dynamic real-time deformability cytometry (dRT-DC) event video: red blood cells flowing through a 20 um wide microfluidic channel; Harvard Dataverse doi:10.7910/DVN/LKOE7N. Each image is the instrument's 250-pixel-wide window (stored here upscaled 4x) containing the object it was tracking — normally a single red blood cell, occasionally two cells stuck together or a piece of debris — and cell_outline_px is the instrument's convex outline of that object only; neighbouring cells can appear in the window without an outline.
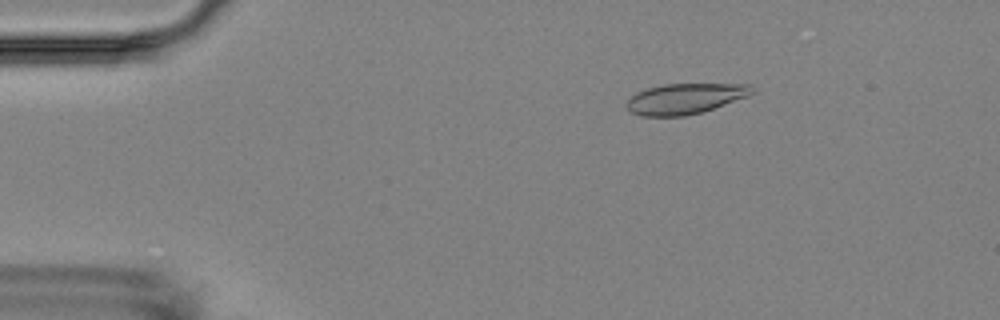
{"species": "Egyptian fruit bat (a non-hibernating species)", "species_latin": "Rousettus aegyptiacus", "temperature_condition": "room temperature", "stored_images_in_passage": 4, "camera_frame_rate_fps": 3000, "um_per_image_px": 0.085, "animal": {"sex": "female"}, "frame": {"image": 1, "passage_image": 2, "time_ms": 1.0, "image_size_px": [1000, 320], "cell_outline_px": [[756, 88], [748, 96], [700, 112], [684, 116], [640, 116], [632, 112], [628, 108], [628, 100], [636, 92], [648, 88], [664, 84], [752, 84]], "centroid_in_image_um": [58.25, 8.37], "position_along_channel_um": 26.8, "area_um2": 22.02}}